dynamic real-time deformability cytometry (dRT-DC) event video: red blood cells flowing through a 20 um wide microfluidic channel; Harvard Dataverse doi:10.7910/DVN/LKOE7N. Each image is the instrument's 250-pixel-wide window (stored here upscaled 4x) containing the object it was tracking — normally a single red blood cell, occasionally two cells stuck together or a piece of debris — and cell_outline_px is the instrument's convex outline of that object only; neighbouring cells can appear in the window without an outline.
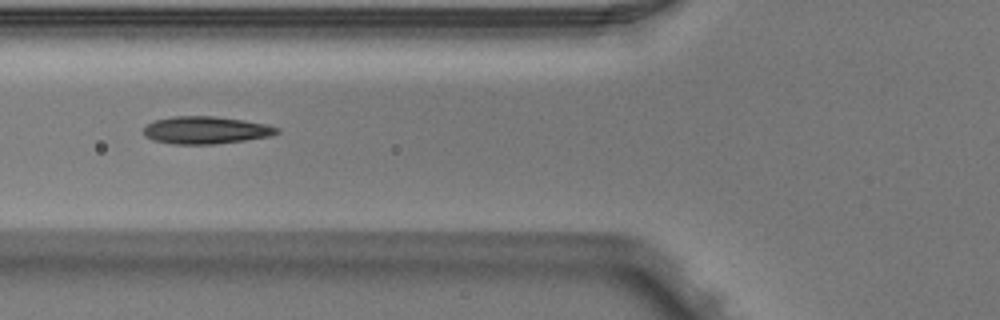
{"species": "Egyptian fruit bat (a non-hibernating species)", "species_latin": "Rousettus aegyptiacus", "temperature_condition": "warm", "stored_images_in_passage": 6, "camera_frame_rate_fps": 3000, "um_per_image_px": 0.085, "animal": {"sex": "male"}, "frame": {"image": 1, "passage_image": 2, "time_ms": 0.333, "image_size_px": [1000, 320], "cell_outline_px": [[280, 132], [268, 136], [244, 140], [212, 144], [172, 144], [152, 140], [144, 136], [144, 128], [152, 120], [172, 116], [216, 116], [244, 120], [268, 124], [280, 128]], "centroid_in_image_um": [17.47, 11.05], "position_along_channel_um": 108.3, "area_um2": 21.44}}
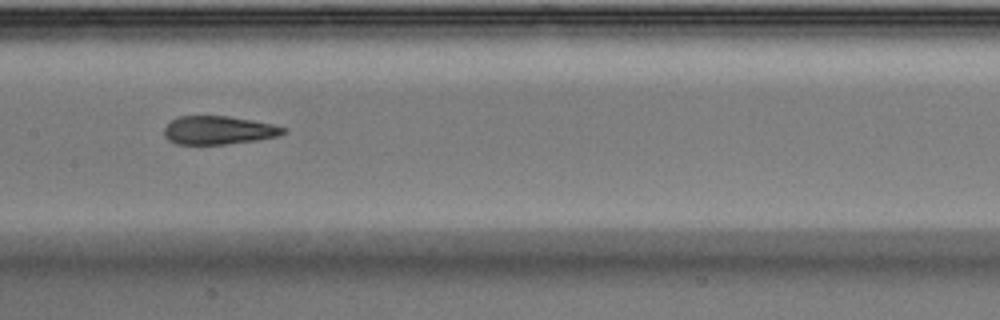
{"frame": {"image": 2, "passage_image": 4, "time_ms": 1.0, "image_size_px": [1000, 320], "cell_outline_px": [[288, 132], [280, 136], [256, 140], [224, 144], [176, 144], [168, 140], [164, 136], [164, 128], [176, 116], [228, 116], [252, 120], [272, 124], [288, 128]], "centroid_in_image_um": [18.6, 11.07], "position_along_channel_um": 188.8, "area_um2": 19.83}}
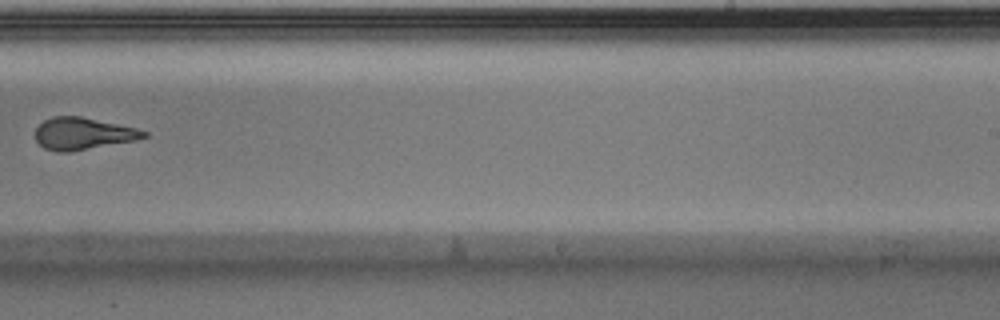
{"frame": {"image": 3, "passage_image": 6, "time_ms": 1.667, "image_size_px": [1000, 320], "cell_outline_px": [[148, 136], [136, 140], [68, 152], [56, 152], [44, 148], [36, 140], [36, 128], [44, 120], [52, 116], [80, 116], [136, 128], [148, 132]], "centroid_in_image_um": [7.04, 11.36], "position_along_channel_um": 282.0, "area_um2": 20.11}}